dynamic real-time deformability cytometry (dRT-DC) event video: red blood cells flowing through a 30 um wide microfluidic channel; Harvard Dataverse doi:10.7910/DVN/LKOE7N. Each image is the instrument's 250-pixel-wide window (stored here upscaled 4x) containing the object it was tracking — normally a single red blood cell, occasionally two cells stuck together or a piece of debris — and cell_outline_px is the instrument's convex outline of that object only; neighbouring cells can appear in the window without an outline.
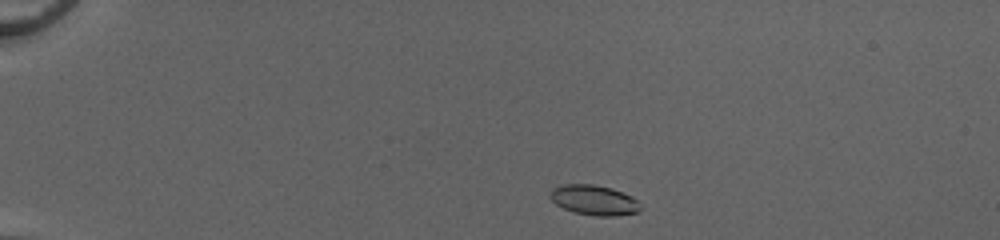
{"species": "common noctule bat (a hibernating species)", "species_latin": "Nyctalus noctula", "temperature_condition": "cold", "stored_images_in_passage": 41, "camera_frame_rate_fps": 3000, "um_per_image_px": 0.085, "animal": {"sex": "female", "body_mass_g": 20.0, "forearm_length_mm": 54.0}, "frame": {"image": 1, "passage_image": 1, "time_ms": 0.0, "image_size_px": [1000, 240], "cell_outline_px": [[644, 208], [640, 212], [616, 216], [596, 216], [572, 212], [556, 204], [548, 196], [552, 188], [564, 184], [592, 184], [612, 188], [632, 196]], "centroid_in_image_um": [50.52, 17.02], "position_along_channel_um": 34.5, "area_um2": 16.07}}
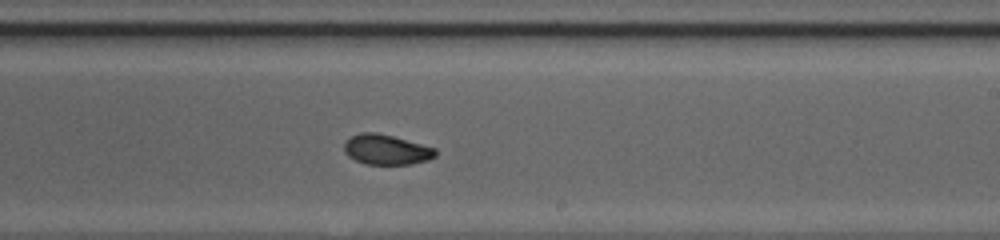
{"frame": {"image": 2, "passage_image": 23, "time_ms": 7.333, "image_size_px": [1000, 240], "cell_outline_px": [[436, 156], [428, 160], [412, 164], [364, 164], [348, 156], [344, 152], [344, 144], [352, 136], [360, 132], [376, 132], [392, 136], [436, 148]], "centroid_in_image_um": [32.84, 12.72], "position_along_channel_um": 256.2, "area_um2": 15.95}}
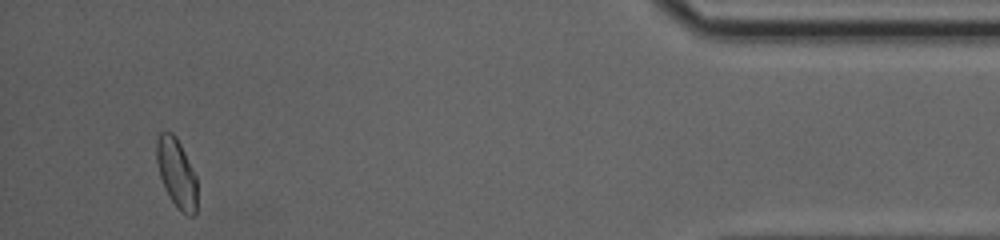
{"frame": {"image": 3, "passage_image": 39, "time_ms": 12.667, "image_size_px": [1000, 240], "cell_outline_px": [[196, 216], [188, 216], [180, 212], [176, 208], [160, 176], [156, 160], [156, 140], [160, 132], [172, 132], [176, 136], [196, 176]], "centroid_in_image_um": [15.01, 14.72], "position_along_channel_um": 420.2, "area_um2": 16.18}, "authors_computed_cell_mechanics": {"area_um2": 16.2418, "velocity_mm_per_s": 4.1299, "shape_relaxation_time_tau1_ms": 2.3376, "shape_relaxation_time_tau2_ms": 2.0266, "deformation_change_tau1": 0.1108, "deformation_change_tau2": 0.0614}}